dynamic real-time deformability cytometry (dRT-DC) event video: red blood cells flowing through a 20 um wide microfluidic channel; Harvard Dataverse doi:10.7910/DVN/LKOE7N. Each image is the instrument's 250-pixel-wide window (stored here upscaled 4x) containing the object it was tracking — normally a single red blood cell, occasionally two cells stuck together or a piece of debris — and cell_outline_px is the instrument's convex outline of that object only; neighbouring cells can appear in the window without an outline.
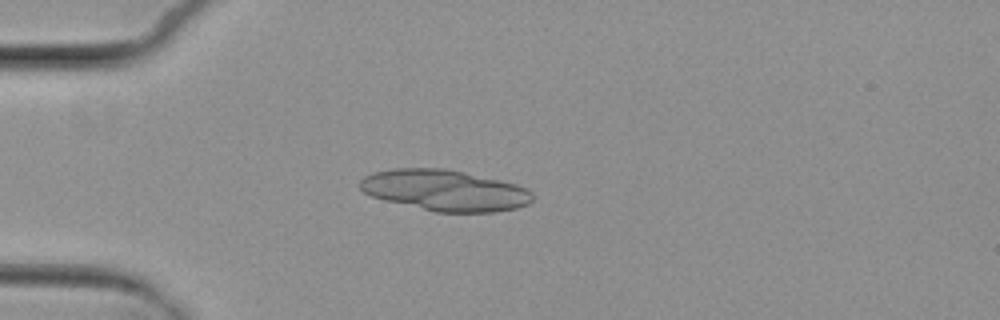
{"species": "common noctule bat (a hibernating species)", "species_latin": "Nyctalus noctula", "temperature_condition": "cold", "stored_images_in_passage": 3, "camera_frame_rate_fps": 3000, "um_per_image_px": 0.085, "animal": {"sex": "female", "body_mass_g": 29.2, "forearm_length_mm": 56.3}, "frame": {"image": 1, "passage_image": 3, "time_ms": 3.0, "image_size_px": [1000, 320], "cell_outline_px": [[532, 200], [528, 204], [516, 208], [496, 212], [436, 212], [384, 200], [372, 196], [364, 192], [360, 188], [360, 180], [364, 176], [376, 172], [392, 168], [444, 168], [464, 172], [516, 184], [532, 192]], "centroid_in_image_um": [37.8, 16.18], "position_along_channel_um": 47.2, "area_um2": 41.04}}